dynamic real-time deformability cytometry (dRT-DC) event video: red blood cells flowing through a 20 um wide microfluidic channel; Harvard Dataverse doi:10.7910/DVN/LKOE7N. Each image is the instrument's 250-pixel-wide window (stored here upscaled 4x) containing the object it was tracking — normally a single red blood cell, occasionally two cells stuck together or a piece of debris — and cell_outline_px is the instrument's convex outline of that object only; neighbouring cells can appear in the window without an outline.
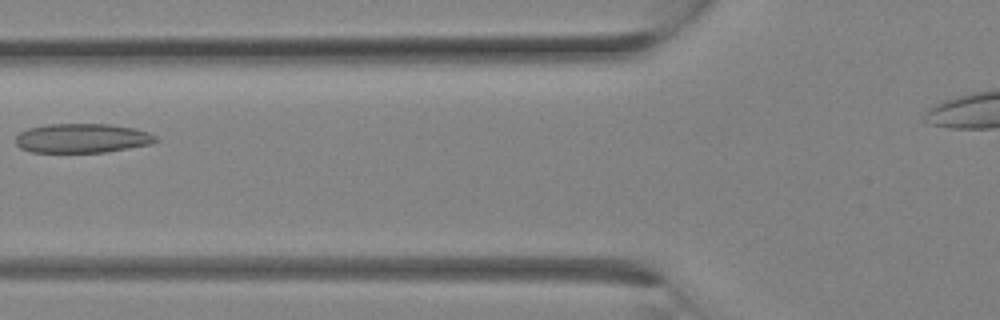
{"species": "Egyptian fruit bat (a non-hibernating species)", "species_latin": "Rousettus aegyptiacus", "temperature_condition": "room temperature", "stored_images_in_passage": 14, "camera_frame_rate_fps": 3000, "um_per_image_px": 0.085, "animal": {"sex": "female"}, "frame": {"image": 1, "passage_image": 6, "time_ms": 1.667, "image_size_px": [1000, 320], "cell_outline_px": [[160, 140], [148, 144], [104, 152], [32, 152], [20, 148], [16, 144], [16, 136], [20, 132], [28, 128], [44, 124], [108, 124], [136, 128], [148, 132], [156, 136]], "centroid_in_image_um": [6.96, 11.74], "position_along_channel_um": 118.8, "area_um2": 23.87}}
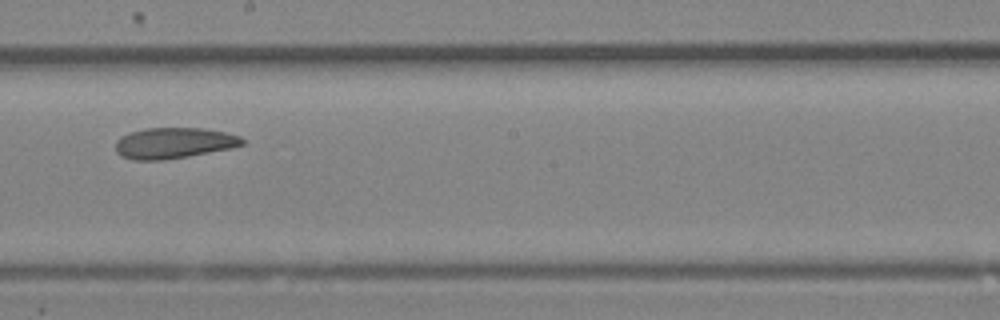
{"frame": {"image": 2, "passage_image": 11, "time_ms": 3.333, "image_size_px": [1000, 320], "cell_outline_px": [[244, 144], [232, 148], [188, 156], [164, 160], [132, 160], [120, 156], [116, 152], [116, 140], [120, 136], [144, 128], [204, 128], [224, 132], [240, 136], [244, 140]], "centroid_in_image_um": [14.75, 12.16], "position_along_channel_um": 233.4, "area_um2": 22.89}}
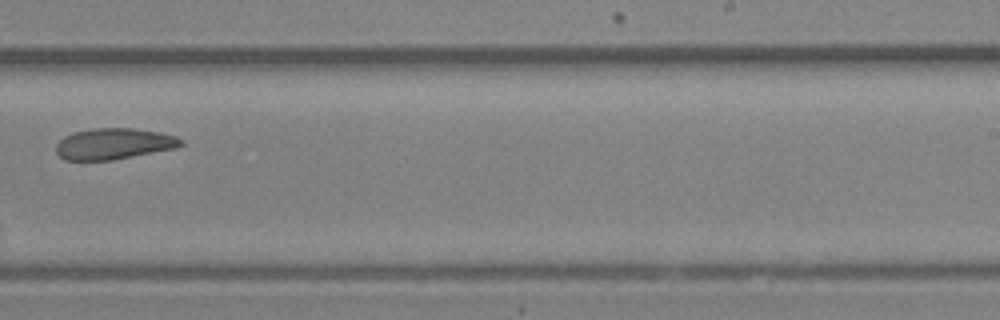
{"frame": {"image": 3, "passage_image": 13, "time_ms": 4.0, "image_size_px": [1000, 320], "cell_outline_px": [[184, 144], [176, 148], [112, 160], [64, 160], [56, 152], [56, 144], [64, 136], [72, 132], [92, 128], [132, 128], [160, 132], [176, 136], [184, 140]], "centroid_in_image_um": [9.68, 12.21], "position_along_channel_um": 279.3, "area_um2": 22.77}}